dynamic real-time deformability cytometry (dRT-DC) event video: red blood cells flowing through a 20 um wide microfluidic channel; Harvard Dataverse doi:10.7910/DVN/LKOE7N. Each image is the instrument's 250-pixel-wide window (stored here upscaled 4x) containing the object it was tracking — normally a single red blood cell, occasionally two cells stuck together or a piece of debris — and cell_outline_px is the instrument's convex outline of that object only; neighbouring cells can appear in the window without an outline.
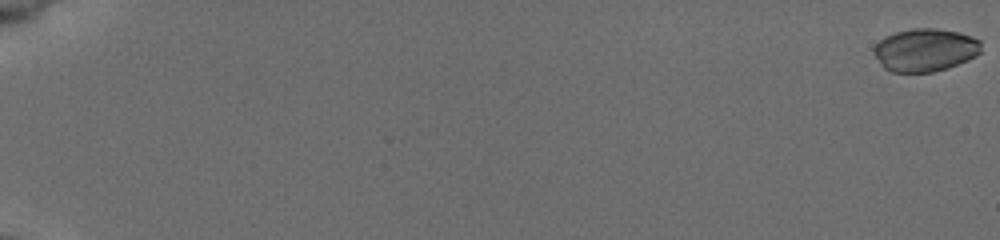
{"species": "common noctule bat (a hibernating species)", "species_latin": "Nyctalus noctula", "temperature_condition": "cold", "stored_images_in_passage": 11, "camera_frame_rate_fps": 3000, "um_per_image_px": 0.085, "animal": {"sex": "female", "body_mass_g": 19.5, "forearm_length_mm": 54.1}, "frame": {"image": 1, "passage_image": 1, "time_ms": 0.0, "image_size_px": [1000, 240], "cell_outline_px": [[980, 52], [976, 56], [968, 60], [948, 68], [932, 72], [892, 72], [884, 68], [880, 64], [872, 52], [872, 48], [884, 36], [896, 32], [912, 28], [936, 28], [960, 32], [980, 40]], "centroid_in_image_um": [78.61, 4.24], "position_along_channel_um": 6.4, "area_um2": 27.05}}
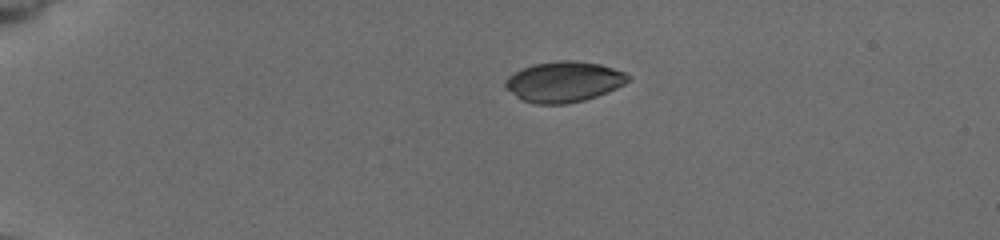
{"frame": {"image": 2, "passage_image": 7, "time_ms": 2.0, "image_size_px": [1000, 240], "cell_outline_px": [[628, 80], [624, 84], [608, 92], [584, 100], [568, 104], [536, 104], [520, 100], [504, 84], [504, 80], [508, 76], [532, 64], [560, 60], [572, 60], [600, 64], [624, 72], [628, 76]], "centroid_in_image_um": [47.91, 6.95], "position_along_channel_um": 37.1, "area_um2": 28.84}}
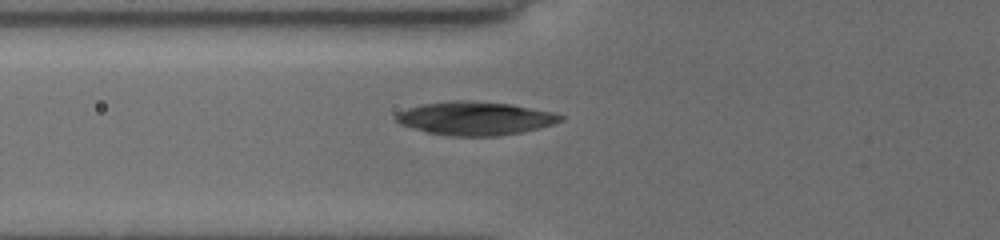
{"frame": {"image": 3, "passage_image": 11, "time_ms": 3.333, "image_size_px": [1000, 240], "cell_outline_px": [[564, 120], [552, 124], [520, 132], [500, 136], [452, 136], [428, 132], [400, 124], [396, 120], [396, 112], [420, 104], [448, 100], [472, 100], [512, 104], [552, 112], [564, 116]], "centroid_in_image_um": [40.36, 10.04], "position_along_channel_um": 85.4, "area_um2": 32.08}}